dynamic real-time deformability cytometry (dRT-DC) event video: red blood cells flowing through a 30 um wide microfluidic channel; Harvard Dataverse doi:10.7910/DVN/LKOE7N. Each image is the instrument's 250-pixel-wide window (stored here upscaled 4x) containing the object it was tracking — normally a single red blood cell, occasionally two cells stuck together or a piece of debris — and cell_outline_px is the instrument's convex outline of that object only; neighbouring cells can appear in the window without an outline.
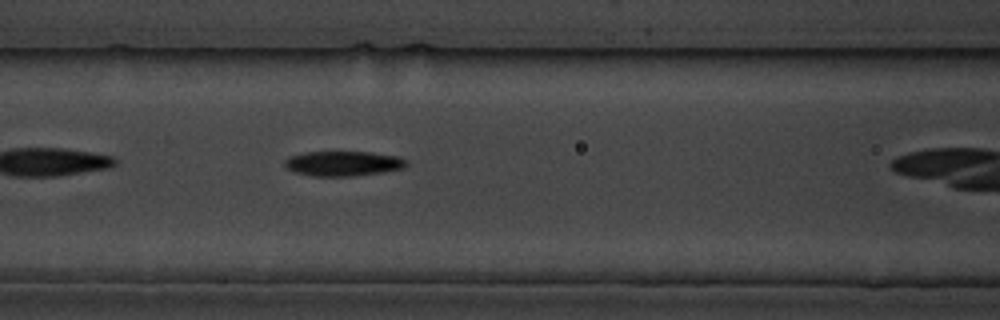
{"species": "common noctule bat (a hibernating species)", "species_latin": "Nyctalus noctula", "temperature_condition": "cold", "stored_images_in_passage": 7, "camera_frame_rate_fps": 3000, "um_per_image_px": 0.085, "animal": {"sex": "male", "body_mass_g": 19.5, "forearm_length_mm": 54.6}, "frame": {"image": 1, "passage_image": 6, "time_ms": 5.667, "image_size_px": [1000, 320], "cell_outline_px": [[408, 164], [404, 168], [380, 172], [352, 176], [312, 176], [296, 172], [288, 168], [284, 164], [284, 160], [288, 156], [308, 152], [368, 152], [400, 156], [408, 160]], "centroid_in_image_um": [29.19, 13.89], "position_along_channel_um": 137.4, "area_um2": 17.63}}